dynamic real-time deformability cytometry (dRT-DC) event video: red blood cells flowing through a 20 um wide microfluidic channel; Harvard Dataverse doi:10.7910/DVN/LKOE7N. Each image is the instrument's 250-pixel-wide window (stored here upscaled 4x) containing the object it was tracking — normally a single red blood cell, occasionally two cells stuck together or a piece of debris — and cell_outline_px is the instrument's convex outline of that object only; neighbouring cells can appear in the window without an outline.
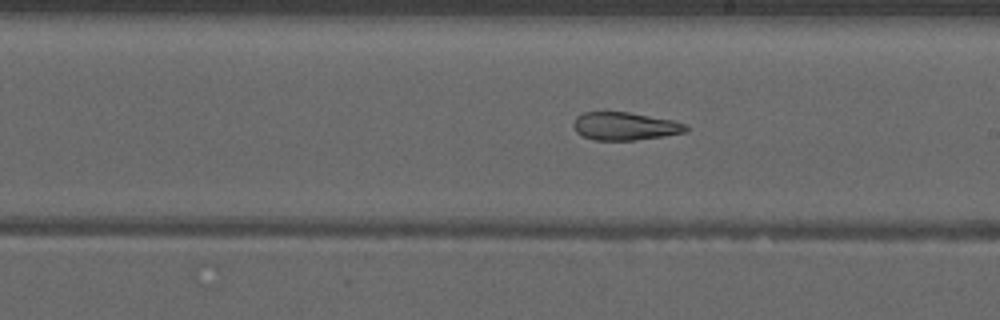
{"species": "common noctule bat (a hibernating species)", "species_latin": "Nyctalus noctula", "temperature_condition": "warm", "stored_images_in_passage": 52, "camera_frame_rate_fps": 3000, "um_per_image_px": 0.085, "animal": {"sex": "male", "forearm_length_mm": 52.5}, "frame": {"image": 1, "passage_image": 30, "time_ms": 9.667, "image_size_px": [1000, 320], "cell_outline_px": [[688, 128], [684, 132], [664, 136], [636, 140], [592, 140], [576, 132], [572, 124], [576, 116], [584, 112], [628, 112], [672, 120], [688, 124]], "centroid_in_image_um": [53.1, 10.73], "position_along_channel_um": 235.9, "area_um2": 18.32}, "authors_computed_cell_mechanics": {"area_um2": 24.1604, "velocity_mm_per_s": 3.967, "shape_relaxation_time_tau1_ms": null, "shape_relaxation_time_tau2_ms": 1.8685, "deformation_change_tau1": null, "deformation_change_tau2": 0.1151}}